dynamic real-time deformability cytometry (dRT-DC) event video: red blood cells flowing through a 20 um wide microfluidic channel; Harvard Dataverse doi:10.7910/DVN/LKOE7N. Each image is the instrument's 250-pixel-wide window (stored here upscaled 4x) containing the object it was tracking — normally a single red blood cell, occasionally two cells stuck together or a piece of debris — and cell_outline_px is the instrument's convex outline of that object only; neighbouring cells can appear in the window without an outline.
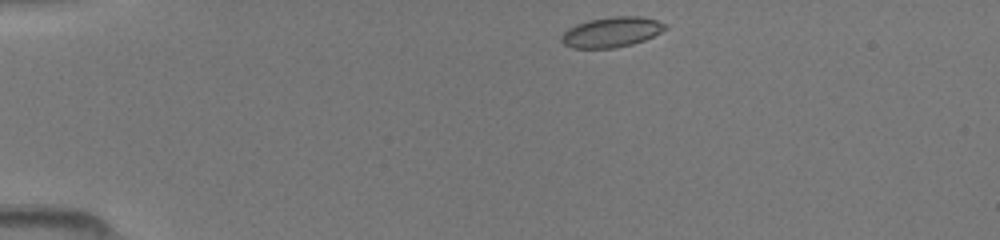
{"species": "common noctule bat (a hibernating species)", "species_latin": "Nyctalus noctula", "temperature_condition": "room temperature", "stored_images_in_passage": 40, "camera_frame_rate_fps": 3000, "um_per_image_px": 0.085, "animal": {"sex": "female", "body_mass_g": 19.5, "forearm_length_mm": 54.1}, "frame": {"image": 1, "passage_image": 1, "time_ms": 0.0, "image_size_px": [1000, 240], "cell_outline_px": [[668, 28], [644, 40], [632, 44], [616, 48], [572, 48], [564, 44], [560, 40], [560, 36], [568, 28], [576, 24], [588, 20], [612, 16], [644, 16], [668, 24]], "centroid_in_image_um": [51.98, 2.72], "position_along_channel_um": 33.0, "area_um2": 18.44}}
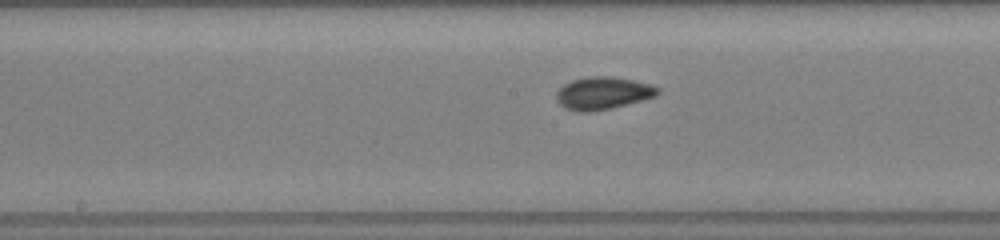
{"frame": {"image": 2, "passage_image": 17, "time_ms": 5.333, "image_size_px": [1000, 240], "cell_outline_px": [[660, 92], [656, 96], [612, 108], [592, 112], [580, 112], [564, 108], [556, 100], [556, 92], [564, 84], [572, 80], [588, 76], [608, 76], [632, 80], [652, 84], [660, 88]], "centroid_in_image_um": [51.24, 7.92], "position_along_channel_um": 197.0, "area_um2": 19.31}}
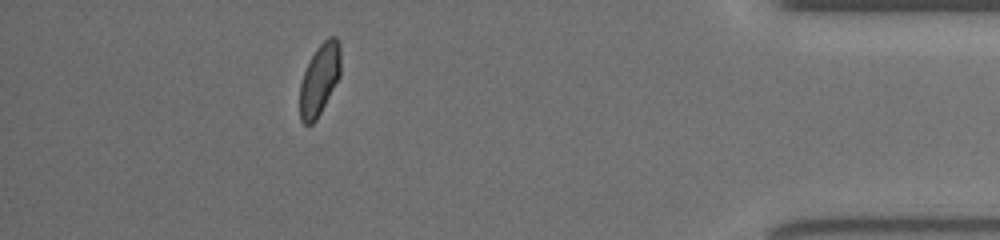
{"frame": {"image": 3, "passage_image": 35, "time_ms": 11.333, "image_size_px": [1000, 240], "cell_outline_px": [[340, 76], [316, 120], [312, 124], [304, 124], [300, 120], [300, 84], [304, 72], [316, 48], [328, 36], [336, 36], [340, 44]], "centroid_in_image_um": [27.16, 6.74], "position_along_channel_um": 408.0, "area_um2": 16.88}}